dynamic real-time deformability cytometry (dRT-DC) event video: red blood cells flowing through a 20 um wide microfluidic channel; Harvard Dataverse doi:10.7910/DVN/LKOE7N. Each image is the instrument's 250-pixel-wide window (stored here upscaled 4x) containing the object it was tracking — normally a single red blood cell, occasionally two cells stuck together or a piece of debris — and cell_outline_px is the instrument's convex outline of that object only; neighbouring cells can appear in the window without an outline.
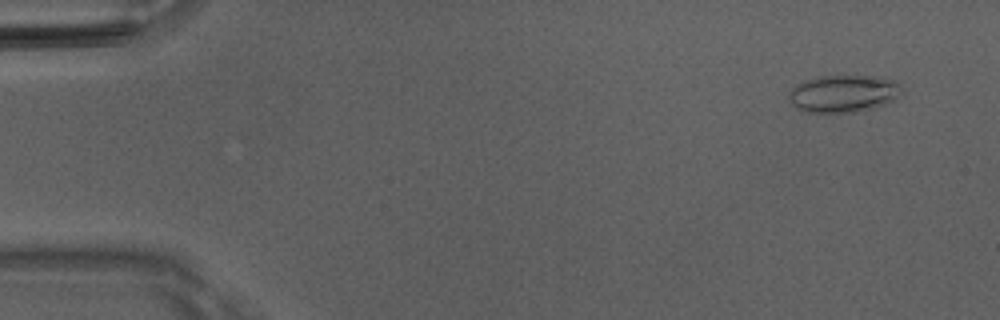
{"species": "Egyptian fruit bat (a non-hibernating species)", "species_latin": "Rousettus aegyptiacus", "temperature_condition": "room temperature", "stored_images_in_passage": 51, "camera_frame_rate_fps": 3000, "um_per_image_px": 0.085, "animal": {"sex": "male"}, "frame": {"image": 1, "passage_image": 4, "time_ms": 1.0, "image_size_px": [1000, 320], "cell_outline_px": [[904, 92], [892, 100], [884, 104], [872, 108], [852, 112], [804, 112], [796, 108], [788, 100], [788, 92], [796, 84], [816, 76], [880, 76], [896, 80], [900, 84]], "centroid_in_image_um": [71.69, 7.94], "position_along_channel_um": 13.3, "area_um2": 24.8}}
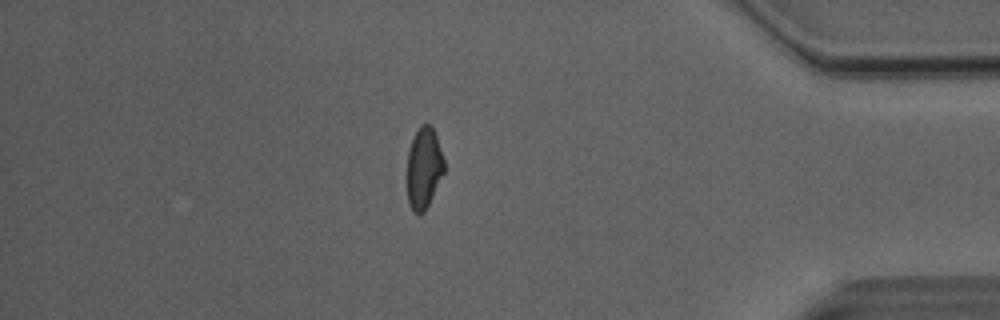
{"frame": {"image": 2, "passage_image": 44, "time_ms": 14.333, "image_size_px": [1000, 320], "cell_outline_px": [[444, 172], [424, 212], [412, 212], [408, 204], [408, 148], [420, 124], [432, 124], [444, 160]], "centroid_in_image_um": [36.02, 14.25], "position_along_channel_um": 399.2, "area_um2": 17.28}}
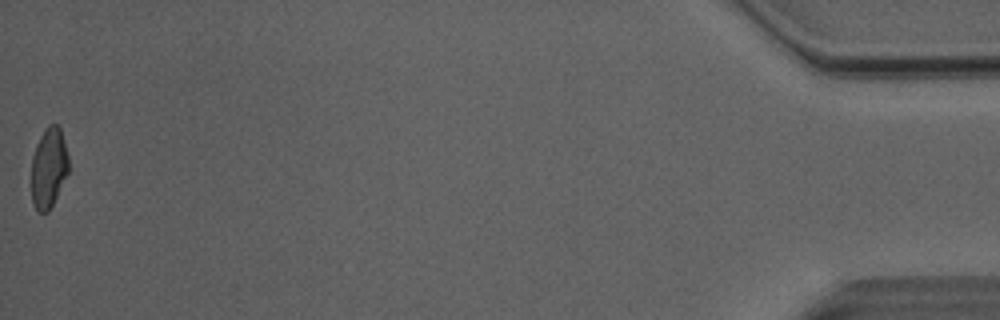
{"frame": {"image": 3, "passage_image": 51, "time_ms": 16.667, "image_size_px": [1000, 320], "cell_outline_px": [[68, 172], [48, 212], [36, 212], [32, 200], [32, 156], [36, 144], [40, 136], [48, 124], [56, 124], [60, 128], [64, 140], [68, 156]], "centroid_in_image_um": [4.13, 14.25], "position_along_channel_um": 431.1, "area_um2": 17.22}, "authors_computed_cell_mechanics": {"area_um2": 18.9006, "velocity_mm_per_s": 4.0876, "shape_relaxation_time_tau1_ms": 7.0698, "shape_relaxation_time_tau2_ms": 2.5883, "deformation_change_tau1": 0.169, "deformation_change_tau2": 0.0782}}